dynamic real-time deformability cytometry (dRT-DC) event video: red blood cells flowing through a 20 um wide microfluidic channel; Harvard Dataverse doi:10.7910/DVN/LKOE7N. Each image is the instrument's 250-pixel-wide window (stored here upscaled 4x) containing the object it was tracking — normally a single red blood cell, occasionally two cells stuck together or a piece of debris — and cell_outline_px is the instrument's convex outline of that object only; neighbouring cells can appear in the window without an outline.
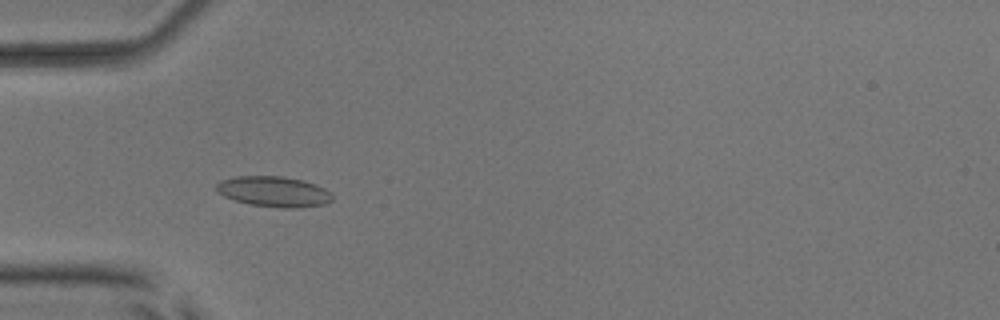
{"species": "common noctule bat (a hibernating species)", "species_latin": "Nyctalus noctula", "temperature_condition": "room temperature", "stored_images_in_passage": 54, "camera_frame_rate_fps": 3000, "um_per_image_px": 0.085, "animal": {"sex": "male", "body_mass_g": 17.9, "forearm_length_mm": 54.2}, "frame": {"image": 1, "passage_image": 18, "time_ms": 5.667, "image_size_px": [1000, 320], "cell_outline_px": [[332, 200], [324, 204], [300, 208], [280, 208], [248, 204], [224, 196], [216, 192], [216, 184], [220, 180], [236, 176], [280, 176], [300, 180], [316, 184], [324, 188], [332, 196]], "centroid_in_image_um": [23.24, 16.29], "position_along_channel_um": 61.8, "area_um2": 20.58}}
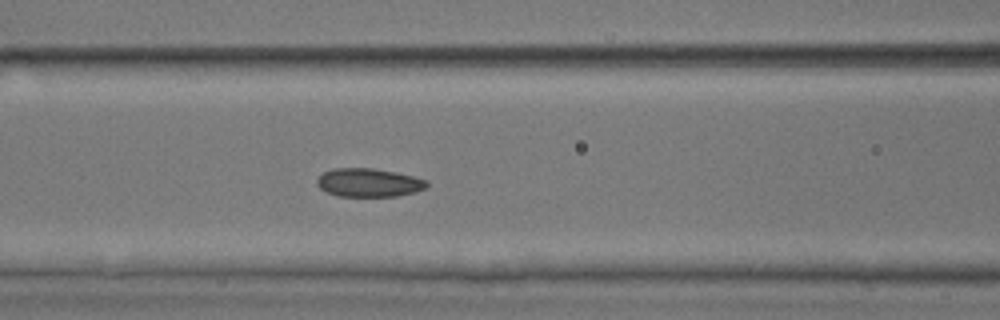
{"frame": {"image": 2, "passage_image": 24, "time_ms": 7.667, "image_size_px": [1000, 320], "cell_outline_px": [[428, 184], [424, 188], [416, 192], [396, 196], [340, 196], [328, 192], [320, 188], [316, 184], [316, 180], [324, 172], [332, 168], [372, 168], [396, 172], [428, 180]], "centroid_in_image_um": [31.34, 15.52], "position_along_channel_um": 135.3, "area_um2": 18.15}}
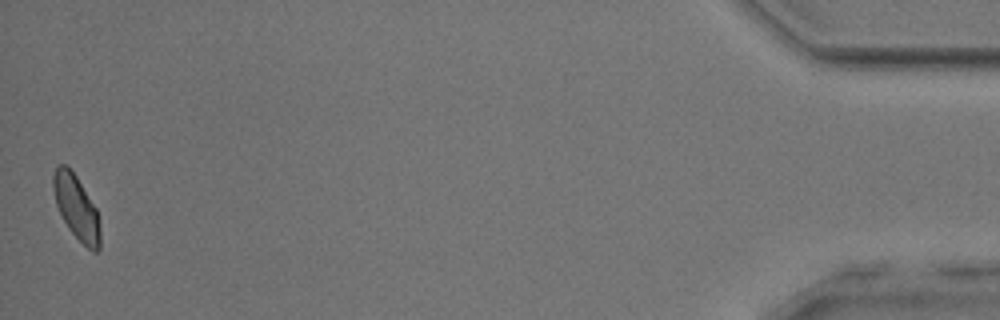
{"frame": {"image": 3, "passage_image": 54, "time_ms": 17.667, "image_size_px": [1000, 320], "cell_outline_px": [[100, 248], [96, 252], [92, 252], [68, 228], [56, 204], [52, 188], [52, 176], [56, 168], [60, 164], [64, 164], [76, 176], [96, 208], [100, 228]], "centroid_in_image_um": [6.49, 17.64], "position_along_channel_um": 428.7, "area_um2": 17.22}, "authors_computed_cell_mechanics": {"area_um2": 18.2648, "velocity_mm_per_s": 3.8428, "shape_relaxation_time_tau1_ms": 3.9033, "shape_relaxation_time_tau2_ms": 2.7081, "deformation_change_tau1": 0.0595, "deformation_change_tau2": 0.0558}}